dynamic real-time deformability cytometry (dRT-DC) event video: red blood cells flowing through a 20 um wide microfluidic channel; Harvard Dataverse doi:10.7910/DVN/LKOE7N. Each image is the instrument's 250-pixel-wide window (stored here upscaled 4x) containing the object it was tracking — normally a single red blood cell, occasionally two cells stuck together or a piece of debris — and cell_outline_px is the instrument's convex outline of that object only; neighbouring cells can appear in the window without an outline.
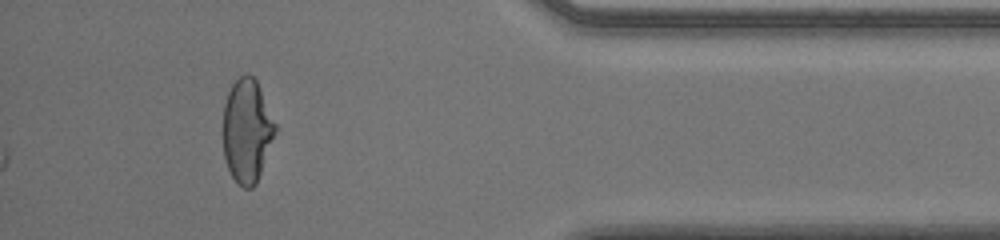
{"species": "human", "species_latin": "Homo sapiens", "temperature_condition": "room temperature", "stored_images_in_passage": 59, "camera_frame_rate_fps": 3000, "um_per_image_px": 0.085, "donor": {"sex": "male"}, "frame": {"image": 1, "passage_image": 59, "time_ms": 19.333, "image_size_px": [1000, 240], "cell_outline_px": [[276, 132], [256, 184], [252, 188], [244, 188], [232, 176], [228, 168], [224, 156], [224, 104], [228, 92], [232, 84], [240, 76], [252, 76], [256, 80], [276, 124]], "centroid_in_image_um": [21.0, 11.12], "position_along_channel_um": 414.2, "area_um2": 30.92}}